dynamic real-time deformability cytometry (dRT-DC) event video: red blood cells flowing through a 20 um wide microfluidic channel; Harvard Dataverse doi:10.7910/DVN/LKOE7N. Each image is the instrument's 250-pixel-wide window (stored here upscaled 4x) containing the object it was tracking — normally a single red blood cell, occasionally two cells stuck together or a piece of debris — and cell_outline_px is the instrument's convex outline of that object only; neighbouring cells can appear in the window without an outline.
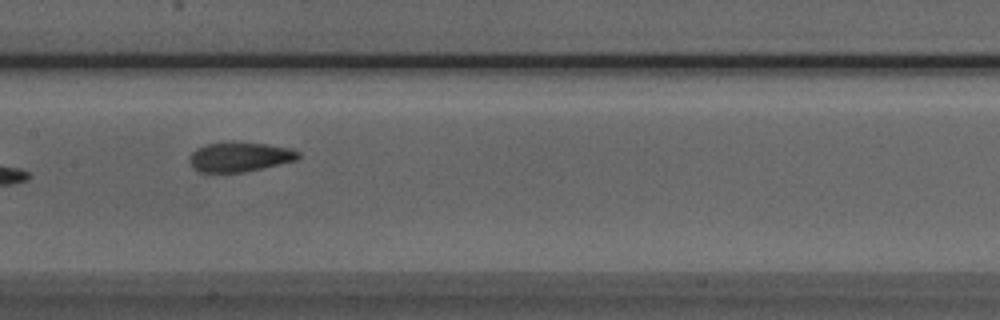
{"species": "Egyptian fruit bat (a non-hibernating species)", "species_latin": "Rousettus aegyptiacus", "temperature_condition": "room temperature", "stored_images_in_passage": 8, "camera_frame_rate_fps": 3000, "um_per_image_px": 0.085, "animal": {"sex": "male"}, "frame": {"image": 1, "passage_image": 7, "time_ms": 7.0, "image_size_px": [1000, 320], "cell_outline_px": [[300, 156], [296, 160], [244, 172], [200, 172], [192, 168], [188, 160], [188, 156], [196, 148], [208, 144], [232, 140], [236, 140], [292, 148], [300, 152]], "centroid_in_image_um": [20.33, 13.31], "position_along_channel_um": 187.1, "area_um2": 19.13}}
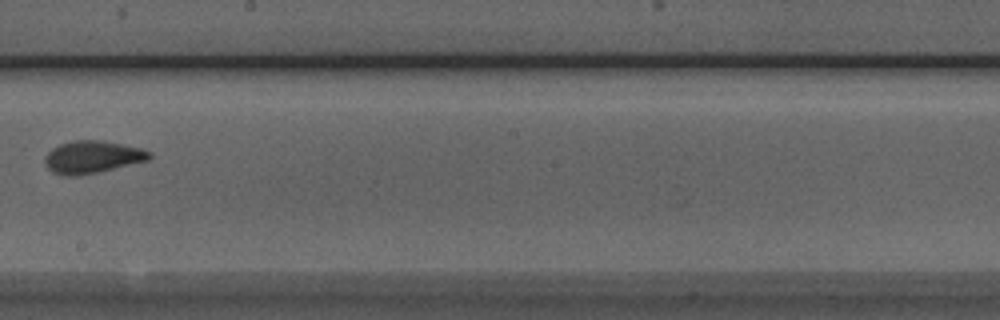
{"frame": {"image": 2, "passage_image": 8, "time_ms": 8.333, "image_size_px": [1000, 320], "cell_outline_px": [[152, 156], [148, 160], [96, 172], [76, 176], [64, 176], [52, 172], [48, 168], [44, 160], [44, 156], [52, 148], [60, 144], [72, 140], [100, 140], [144, 148], [152, 152]], "centroid_in_image_um": [7.84, 13.33], "position_along_channel_um": 240.4, "area_um2": 19.77}}